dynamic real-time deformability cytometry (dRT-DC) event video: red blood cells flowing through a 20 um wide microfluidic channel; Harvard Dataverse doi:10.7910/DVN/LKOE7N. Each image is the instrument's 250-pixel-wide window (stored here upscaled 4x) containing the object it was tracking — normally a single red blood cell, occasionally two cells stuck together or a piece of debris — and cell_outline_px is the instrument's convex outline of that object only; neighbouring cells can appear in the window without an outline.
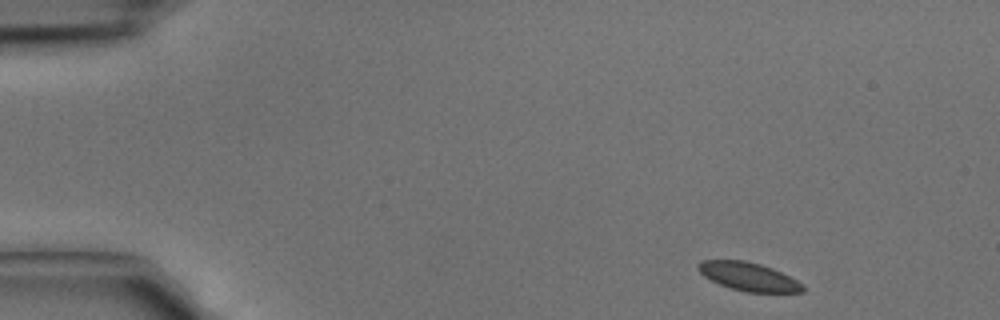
{"species": "common noctule bat (a hibernating species)", "species_latin": "Nyctalus noctula", "temperature_condition": "cold", "stored_images_in_passage": 39, "camera_frame_rate_fps": 3000, "um_per_image_px": 0.085, "animal": {"sex": "male", "body_mass_g": 15.6}, "frame": {"image": 1, "passage_image": 1, "time_ms": 0.0, "image_size_px": [1000, 320], "cell_outline_px": [[804, 292], [748, 292], [732, 288], [720, 284], [704, 276], [696, 268], [696, 264], [700, 260], [744, 260], [760, 264], [772, 268], [804, 284]], "centroid_in_image_um": [63.6, 23.5], "position_along_channel_um": 21.4, "area_um2": 17.17}}
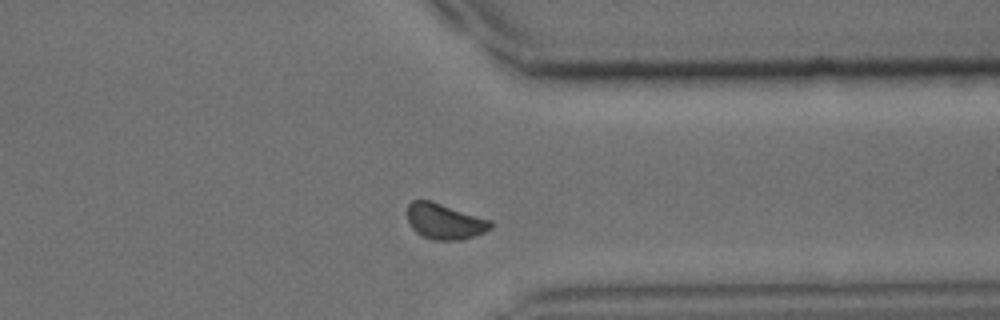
{"frame": {"image": 2, "passage_image": 30, "time_ms": 9.667, "image_size_px": [1000, 320], "cell_outline_px": [[492, 228], [484, 232], [460, 240], [432, 240], [420, 236], [412, 228], [408, 220], [408, 204], [412, 200], [432, 200], [492, 220]], "centroid_in_image_um": [37.79, 18.81], "position_along_channel_um": 373.6, "area_um2": 17.51}}
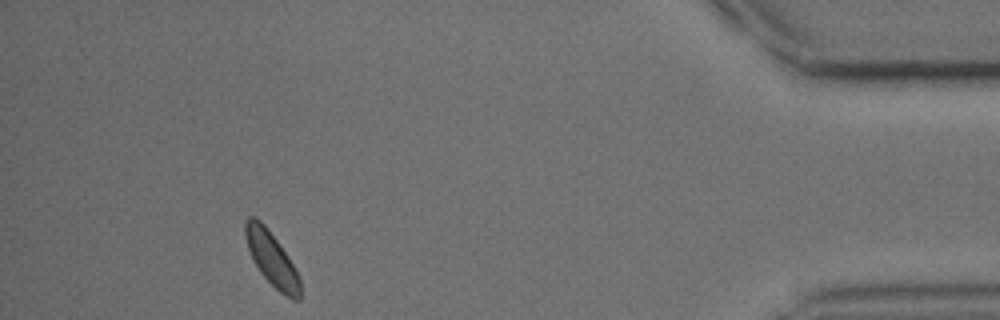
{"frame": {"image": 3, "passage_image": 36, "time_ms": 11.667, "image_size_px": [1000, 320], "cell_outline_px": [[300, 300], [292, 300], [280, 292], [260, 272], [248, 248], [244, 236], [244, 220], [248, 216], [256, 216], [264, 224], [276, 240], [292, 264], [300, 280]], "centroid_in_image_um": [23.06, 21.96], "position_along_channel_um": 412.1, "area_um2": 16.82}}